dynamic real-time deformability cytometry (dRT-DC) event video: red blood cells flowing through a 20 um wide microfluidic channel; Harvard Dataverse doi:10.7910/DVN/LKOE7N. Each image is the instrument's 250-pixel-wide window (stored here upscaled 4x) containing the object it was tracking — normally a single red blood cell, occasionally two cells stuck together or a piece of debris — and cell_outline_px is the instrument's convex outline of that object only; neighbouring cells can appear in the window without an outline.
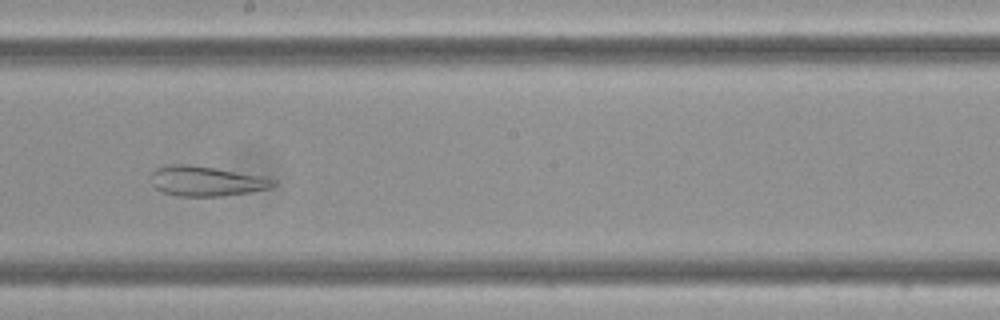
{"species": "Egyptian fruit bat (a non-hibernating species)", "species_latin": "Rousettus aegyptiacus", "temperature_condition": "cold", "stored_images_in_passage": 9, "camera_frame_rate_fps": 3000, "um_per_image_px": 0.085, "frame": {"image": 1, "passage_image": 9, "time_ms": 2.667, "image_size_px": [1000, 320], "cell_outline_px": [[276, 184], [268, 188], [248, 192], [220, 196], [176, 196], [160, 192], [152, 184], [152, 172], [156, 168], [172, 164], [188, 164], [260, 176], [276, 180]], "centroid_in_image_um": [17.47, 15.4], "position_along_channel_um": 230.7, "area_um2": 20.98}}